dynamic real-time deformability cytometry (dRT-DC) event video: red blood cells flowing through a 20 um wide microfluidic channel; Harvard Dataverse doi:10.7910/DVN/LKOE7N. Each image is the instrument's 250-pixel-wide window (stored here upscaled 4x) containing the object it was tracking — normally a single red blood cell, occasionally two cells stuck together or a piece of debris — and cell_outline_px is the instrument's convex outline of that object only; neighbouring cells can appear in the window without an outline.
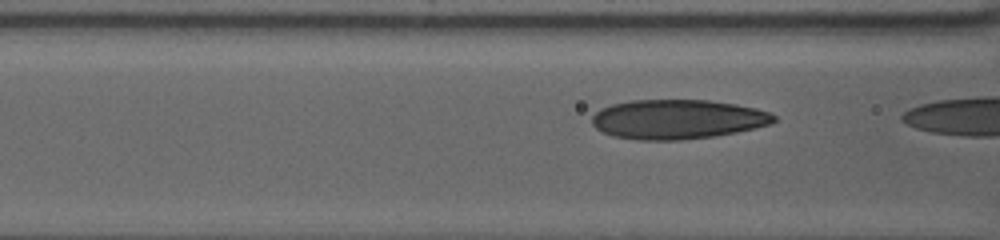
{"species": "human", "species_latin": "Homo sapiens", "temperature_condition": "warm", "stored_images_in_passage": 13, "camera_frame_rate_fps": 3000, "um_per_image_px": 0.085, "donor": {"sex": "female"}, "frame": {"image": 1, "passage_image": 9, "time_ms": 1.333, "image_size_px": [1000, 240], "cell_outline_px": [[776, 120], [772, 124], [756, 128], [716, 136], [680, 140], [640, 140], [612, 136], [596, 128], [592, 124], [592, 116], [600, 108], [612, 104], [632, 100], [708, 100], [736, 104], [756, 108], [772, 112], [776, 116]], "centroid_in_image_um": [57.62, 10.14], "position_along_channel_um": 109.0, "area_um2": 42.14}}